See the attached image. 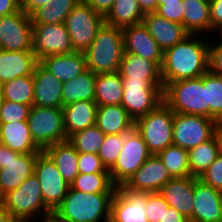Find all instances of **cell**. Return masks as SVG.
Here are the masks:
<instances>
[{"instance_id": "obj_1", "label": "cell", "mask_w": 222, "mask_h": 222, "mask_svg": "<svg viewBox=\"0 0 222 222\" xmlns=\"http://www.w3.org/2000/svg\"><path fill=\"white\" fill-rule=\"evenodd\" d=\"M199 37V38H198ZM206 40V41H205ZM210 41L189 34L181 42L164 51L161 66L163 86L183 79L202 76L209 70Z\"/></svg>"}, {"instance_id": "obj_2", "label": "cell", "mask_w": 222, "mask_h": 222, "mask_svg": "<svg viewBox=\"0 0 222 222\" xmlns=\"http://www.w3.org/2000/svg\"><path fill=\"white\" fill-rule=\"evenodd\" d=\"M113 195L114 193H84L69 188L54 213L66 222H109Z\"/></svg>"}, {"instance_id": "obj_3", "label": "cell", "mask_w": 222, "mask_h": 222, "mask_svg": "<svg viewBox=\"0 0 222 222\" xmlns=\"http://www.w3.org/2000/svg\"><path fill=\"white\" fill-rule=\"evenodd\" d=\"M123 52L122 28L104 23L84 52L87 69L95 74L118 72Z\"/></svg>"}, {"instance_id": "obj_4", "label": "cell", "mask_w": 222, "mask_h": 222, "mask_svg": "<svg viewBox=\"0 0 222 222\" xmlns=\"http://www.w3.org/2000/svg\"><path fill=\"white\" fill-rule=\"evenodd\" d=\"M163 102L174 112L209 118L205 73L197 78L168 83L163 89Z\"/></svg>"}, {"instance_id": "obj_5", "label": "cell", "mask_w": 222, "mask_h": 222, "mask_svg": "<svg viewBox=\"0 0 222 222\" xmlns=\"http://www.w3.org/2000/svg\"><path fill=\"white\" fill-rule=\"evenodd\" d=\"M174 112L164 103L135 121V129L140 133L152 155H158L173 144Z\"/></svg>"}, {"instance_id": "obj_6", "label": "cell", "mask_w": 222, "mask_h": 222, "mask_svg": "<svg viewBox=\"0 0 222 222\" xmlns=\"http://www.w3.org/2000/svg\"><path fill=\"white\" fill-rule=\"evenodd\" d=\"M3 200L11 218L36 222V218L51 212L44 205L39 180L34 173L18 188L6 193Z\"/></svg>"}, {"instance_id": "obj_7", "label": "cell", "mask_w": 222, "mask_h": 222, "mask_svg": "<svg viewBox=\"0 0 222 222\" xmlns=\"http://www.w3.org/2000/svg\"><path fill=\"white\" fill-rule=\"evenodd\" d=\"M27 122L33 141L42 151L67 140L63 108L31 106Z\"/></svg>"}, {"instance_id": "obj_8", "label": "cell", "mask_w": 222, "mask_h": 222, "mask_svg": "<svg viewBox=\"0 0 222 222\" xmlns=\"http://www.w3.org/2000/svg\"><path fill=\"white\" fill-rule=\"evenodd\" d=\"M104 23V16L81 0L65 21L74 51L85 52Z\"/></svg>"}, {"instance_id": "obj_9", "label": "cell", "mask_w": 222, "mask_h": 222, "mask_svg": "<svg viewBox=\"0 0 222 222\" xmlns=\"http://www.w3.org/2000/svg\"><path fill=\"white\" fill-rule=\"evenodd\" d=\"M218 126L215 120L202 115L174 113L173 144L188 151L211 139Z\"/></svg>"}, {"instance_id": "obj_10", "label": "cell", "mask_w": 222, "mask_h": 222, "mask_svg": "<svg viewBox=\"0 0 222 222\" xmlns=\"http://www.w3.org/2000/svg\"><path fill=\"white\" fill-rule=\"evenodd\" d=\"M124 94L121 105L136 121L163 102V85L148 80L122 79Z\"/></svg>"}, {"instance_id": "obj_11", "label": "cell", "mask_w": 222, "mask_h": 222, "mask_svg": "<svg viewBox=\"0 0 222 222\" xmlns=\"http://www.w3.org/2000/svg\"><path fill=\"white\" fill-rule=\"evenodd\" d=\"M151 155L147 144L134 127L124 134V146L115 164L109 169L112 182L116 186L124 184Z\"/></svg>"}, {"instance_id": "obj_12", "label": "cell", "mask_w": 222, "mask_h": 222, "mask_svg": "<svg viewBox=\"0 0 222 222\" xmlns=\"http://www.w3.org/2000/svg\"><path fill=\"white\" fill-rule=\"evenodd\" d=\"M34 174L39 180L44 205L54 212L68 193L70 184L64 180L56 164L45 151L38 153Z\"/></svg>"}, {"instance_id": "obj_13", "label": "cell", "mask_w": 222, "mask_h": 222, "mask_svg": "<svg viewBox=\"0 0 222 222\" xmlns=\"http://www.w3.org/2000/svg\"><path fill=\"white\" fill-rule=\"evenodd\" d=\"M38 153L20 154L0 145V188L3 195L18 188L34 173Z\"/></svg>"}, {"instance_id": "obj_14", "label": "cell", "mask_w": 222, "mask_h": 222, "mask_svg": "<svg viewBox=\"0 0 222 222\" xmlns=\"http://www.w3.org/2000/svg\"><path fill=\"white\" fill-rule=\"evenodd\" d=\"M33 24L21 9L0 17V49L2 51H32Z\"/></svg>"}, {"instance_id": "obj_15", "label": "cell", "mask_w": 222, "mask_h": 222, "mask_svg": "<svg viewBox=\"0 0 222 222\" xmlns=\"http://www.w3.org/2000/svg\"><path fill=\"white\" fill-rule=\"evenodd\" d=\"M32 51L39 61L49 55L74 52L66 24L33 25Z\"/></svg>"}, {"instance_id": "obj_16", "label": "cell", "mask_w": 222, "mask_h": 222, "mask_svg": "<svg viewBox=\"0 0 222 222\" xmlns=\"http://www.w3.org/2000/svg\"><path fill=\"white\" fill-rule=\"evenodd\" d=\"M145 207L146 192L117 185L111 200L109 222H148Z\"/></svg>"}, {"instance_id": "obj_17", "label": "cell", "mask_w": 222, "mask_h": 222, "mask_svg": "<svg viewBox=\"0 0 222 222\" xmlns=\"http://www.w3.org/2000/svg\"><path fill=\"white\" fill-rule=\"evenodd\" d=\"M170 179L172 177L159 156L151 155L123 185L133 191L153 193L159 192Z\"/></svg>"}, {"instance_id": "obj_18", "label": "cell", "mask_w": 222, "mask_h": 222, "mask_svg": "<svg viewBox=\"0 0 222 222\" xmlns=\"http://www.w3.org/2000/svg\"><path fill=\"white\" fill-rule=\"evenodd\" d=\"M193 215L189 222H222L220 191L194 177Z\"/></svg>"}, {"instance_id": "obj_19", "label": "cell", "mask_w": 222, "mask_h": 222, "mask_svg": "<svg viewBox=\"0 0 222 222\" xmlns=\"http://www.w3.org/2000/svg\"><path fill=\"white\" fill-rule=\"evenodd\" d=\"M124 52L134 53L154 61L160 68L164 51L148 32L143 23L122 28Z\"/></svg>"}, {"instance_id": "obj_20", "label": "cell", "mask_w": 222, "mask_h": 222, "mask_svg": "<svg viewBox=\"0 0 222 222\" xmlns=\"http://www.w3.org/2000/svg\"><path fill=\"white\" fill-rule=\"evenodd\" d=\"M33 78V106L62 108L63 82H60L40 62L35 68Z\"/></svg>"}, {"instance_id": "obj_21", "label": "cell", "mask_w": 222, "mask_h": 222, "mask_svg": "<svg viewBox=\"0 0 222 222\" xmlns=\"http://www.w3.org/2000/svg\"><path fill=\"white\" fill-rule=\"evenodd\" d=\"M169 207L177 209L188 220L193 215L194 177L170 179L159 191Z\"/></svg>"}, {"instance_id": "obj_22", "label": "cell", "mask_w": 222, "mask_h": 222, "mask_svg": "<svg viewBox=\"0 0 222 222\" xmlns=\"http://www.w3.org/2000/svg\"><path fill=\"white\" fill-rule=\"evenodd\" d=\"M142 23L163 51L189 35L182 24L166 20L155 12L145 13Z\"/></svg>"}, {"instance_id": "obj_23", "label": "cell", "mask_w": 222, "mask_h": 222, "mask_svg": "<svg viewBox=\"0 0 222 222\" xmlns=\"http://www.w3.org/2000/svg\"><path fill=\"white\" fill-rule=\"evenodd\" d=\"M40 61L33 51H0V84L33 75Z\"/></svg>"}, {"instance_id": "obj_24", "label": "cell", "mask_w": 222, "mask_h": 222, "mask_svg": "<svg viewBox=\"0 0 222 222\" xmlns=\"http://www.w3.org/2000/svg\"><path fill=\"white\" fill-rule=\"evenodd\" d=\"M122 79L148 80L152 85H163L161 68L140 55L123 52L118 69Z\"/></svg>"}, {"instance_id": "obj_25", "label": "cell", "mask_w": 222, "mask_h": 222, "mask_svg": "<svg viewBox=\"0 0 222 222\" xmlns=\"http://www.w3.org/2000/svg\"><path fill=\"white\" fill-rule=\"evenodd\" d=\"M40 63L63 83L87 70L85 54L79 51L61 55H49L41 59Z\"/></svg>"}, {"instance_id": "obj_26", "label": "cell", "mask_w": 222, "mask_h": 222, "mask_svg": "<svg viewBox=\"0 0 222 222\" xmlns=\"http://www.w3.org/2000/svg\"><path fill=\"white\" fill-rule=\"evenodd\" d=\"M0 142L20 154L42 151L33 141L27 121L0 123Z\"/></svg>"}, {"instance_id": "obj_27", "label": "cell", "mask_w": 222, "mask_h": 222, "mask_svg": "<svg viewBox=\"0 0 222 222\" xmlns=\"http://www.w3.org/2000/svg\"><path fill=\"white\" fill-rule=\"evenodd\" d=\"M95 101H76L63 106L64 129L68 138L79 131L96 125Z\"/></svg>"}, {"instance_id": "obj_28", "label": "cell", "mask_w": 222, "mask_h": 222, "mask_svg": "<svg viewBox=\"0 0 222 222\" xmlns=\"http://www.w3.org/2000/svg\"><path fill=\"white\" fill-rule=\"evenodd\" d=\"M96 126L107 134H126L135 126V121L130 117L122 105L97 106Z\"/></svg>"}, {"instance_id": "obj_29", "label": "cell", "mask_w": 222, "mask_h": 222, "mask_svg": "<svg viewBox=\"0 0 222 222\" xmlns=\"http://www.w3.org/2000/svg\"><path fill=\"white\" fill-rule=\"evenodd\" d=\"M44 151L54 161L64 180L71 184L79 174L78 152L73 145L65 140L48 146Z\"/></svg>"}, {"instance_id": "obj_30", "label": "cell", "mask_w": 222, "mask_h": 222, "mask_svg": "<svg viewBox=\"0 0 222 222\" xmlns=\"http://www.w3.org/2000/svg\"><path fill=\"white\" fill-rule=\"evenodd\" d=\"M183 27L189 34L211 31L209 0H183Z\"/></svg>"}, {"instance_id": "obj_31", "label": "cell", "mask_w": 222, "mask_h": 222, "mask_svg": "<svg viewBox=\"0 0 222 222\" xmlns=\"http://www.w3.org/2000/svg\"><path fill=\"white\" fill-rule=\"evenodd\" d=\"M96 74L87 69L63 83L62 108L76 101H94Z\"/></svg>"}, {"instance_id": "obj_32", "label": "cell", "mask_w": 222, "mask_h": 222, "mask_svg": "<svg viewBox=\"0 0 222 222\" xmlns=\"http://www.w3.org/2000/svg\"><path fill=\"white\" fill-rule=\"evenodd\" d=\"M124 88L118 72L96 74L95 98L97 106L121 105Z\"/></svg>"}, {"instance_id": "obj_33", "label": "cell", "mask_w": 222, "mask_h": 222, "mask_svg": "<svg viewBox=\"0 0 222 222\" xmlns=\"http://www.w3.org/2000/svg\"><path fill=\"white\" fill-rule=\"evenodd\" d=\"M104 18L106 24L124 28L142 23L144 13L137 0H115Z\"/></svg>"}, {"instance_id": "obj_34", "label": "cell", "mask_w": 222, "mask_h": 222, "mask_svg": "<svg viewBox=\"0 0 222 222\" xmlns=\"http://www.w3.org/2000/svg\"><path fill=\"white\" fill-rule=\"evenodd\" d=\"M220 152V142L217 134L208 141L188 150V163L192 177L199 178Z\"/></svg>"}, {"instance_id": "obj_35", "label": "cell", "mask_w": 222, "mask_h": 222, "mask_svg": "<svg viewBox=\"0 0 222 222\" xmlns=\"http://www.w3.org/2000/svg\"><path fill=\"white\" fill-rule=\"evenodd\" d=\"M81 0H50L49 4L35 10L31 15L33 25L65 23L71 10Z\"/></svg>"}, {"instance_id": "obj_36", "label": "cell", "mask_w": 222, "mask_h": 222, "mask_svg": "<svg viewBox=\"0 0 222 222\" xmlns=\"http://www.w3.org/2000/svg\"><path fill=\"white\" fill-rule=\"evenodd\" d=\"M70 188L84 193H114L116 191L110 172L79 173L70 184Z\"/></svg>"}, {"instance_id": "obj_37", "label": "cell", "mask_w": 222, "mask_h": 222, "mask_svg": "<svg viewBox=\"0 0 222 222\" xmlns=\"http://www.w3.org/2000/svg\"><path fill=\"white\" fill-rule=\"evenodd\" d=\"M4 100L33 106L34 78L33 75L17 77L1 84Z\"/></svg>"}, {"instance_id": "obj_38", "label": "cell", "mask_w": 222, "mask_h": 222, "mask_svg": "<svg viewBox=\"0 0 222 222\" xmlns=\"http://www.w3.org/2000/svg\"><path fill=\"white\" fill-rule=\"evenodd\" d=\"M172 178L192 176L188 163V151L177 145H170L158 154Z\"/></svg>"}, {"instance_id": "obj_39", "label": "cell", "mask_w": 222, "mask_h": 222, "mask_svg": "<svg viewBox=\"0 0 222 222\" xmlns=\"http://www.w3.org/2000/svg\"><path fill=\"white\" fill-rule=\"evenodd\" d=\"M205 88L209 118L222 125V76L208 70L205 73Z\"/></svg>"}, {"instance_id": "obj_40", "label": "cell", "mask_w": 222, "mask_h": 222, "mask_svg": "<svg viewBox=\"0 0 222 222\" xmlns=\"http://www.w3.org/2000/svg\"><path fill=\"white\" fill-rule=\"evenodd\" d=\"M105 134L96 125L72 134L68 141L78 153L98 154Z\"/></svg>"}, {"instance_id": "obj_41", "label": "cell", "mask_w": 222, "mask_h": 222, "mask_svg": "<svg viewBox=\"0 0 222 222\" xmlns=\"http://www.w3.org/2000/svg\"><path fill=\"white\" fill-rule=\"evenodd\" d=\"M123 146L124 134H107L104 136L98 156L106 169L109 170L115 164Z\"/></svg>"}, {"instance_id": "obj_42", "label": "cell", "mask_w": 222, "mask_h": 222, "mask_svg": "<svg viewBox=\"0 0 222 222\" xmlns=\"http://www.w3.org/2000/svg\"><path fill=\"white\" fill-rule=\"evenodd\" d=\"M31 106L4 100L0 108V123L27 121Z\"/></svg>"}, {"instance_id": "obj_43", "label": "cell", "mask_w": 222, "mask_h": 222, "mask_svg": "<svg viewBox=\"0 0 222 222\" xmlns=\"http://www.w3.org/2000/svg\"><path fill=\"white\" fill-rule=\"evenodd\" d=\"M169 207L159 192H146V216L148 222H160L165 213V209Z\"/></svg>"}, {"instance_id": "obj_44", "label": "cell", "mask_w": 222, "mask_h": 222, "mask_svg": "<svg viewBox=\"0 0 222 222\" xmlns=\"http://www.w3.org/2000/svg\"><path fill=\"white\" fill-rule=\"evenodd\" d=\"M205 184L214 189L222 190V153L211 163L207 170L199 177Z\"/></svg>"}, {"instance_id": "obj_45", "label": "cell", "mask_w": 222, "mask_h": 222, "mask_svg": "<svg viewBox=\"0 0 222 222\" xmlns=\"http://www.w3.org/2000/svg\"><path fill=\"white\" fill-rule=\"evenodd\" d=\"M78 170L79 173L91 174L97 172H109L102 164L98 154L78 153Z\"/></svg>"}, {"instance_id": "obj_46", "label": "cell", "mask_w": 222, "mask_h": 222, "mask_svg": "<svg viewBox=\"0 0 222 222\" xmlns=\"http://www.w3.org/2000/svg\"><path fill=\"white\" fill-rule=\"evenodd\" d=\"M183 8V1L166 2L165 4L157 5L155 13L166 20L183 25Z\"/></svg>"}, {"instance_id": "obj_47", "label": "cell", "mask_w": 222, "mask_h": 222, "mask_svg": "<svg viewBox=\"0 0 222 222\" xmlns=\"http://www.w3.org/2000/svg\"><path fill=\"white\" fill-rule=\"evenodd\" d=\"M218 39H220V42ZM218 39H216L217 43L213 41L209 45V70L214 74L222 76V37L220 36Z\"/></svg>"}, {"instance_id": "obj_48", "label": "cell", "mask_w": 222, "mask_h": 222, "mask_svg": "<svg viewBox=\"0 0 222 222\" xmlns=\"http://www.w3.org/2000/svg\"><path fill=\"white\" fill-rule=\"evenodd\" d=\"M211 33L222 30V0H210ZM218 31V32H217Z\"/></svg>"}, {"instance_id": "obj_49", "label": "cell", "mask_w": 222, "mask_h": 222, "mask_svg": "<svg viewBox=\"0 0 222 222\" xmlns=\"http://www.w3.org/2000/svg\"><path fill=\"white\" fill-rule=\"evenodd\" d=\"M88 4L94 11L105 16L111 9L115 0H83Z\"/></svg>"}, {"instance_id": "obj_50", "label": "cell", "mask_w": 222, "mask_h": 222, "mask_svg": "<svg viewBox=\"0 0 222 222\" xmlns=\"http://www.w3.org/2000/svg\"><path fill=\"white\" fill-rule=\"evenodd\" d=\"M50 0H20V9L27 15H31L35 10L49 4Z\"/></svg>"}, {"instance_id": "obj_51", "label": "cell", "mask_w": 222, "mask_h": 222, "mask_svg": "<svg viewBox=\"0 0 222 222\" xmlns=\"http://www.w3.org/2000/svg\"><path fill=\"white\" fill-rule=\"evenodd\" d=\"M20 10V0H0V17Z\"/></svg>"}, {"instance_id": "obj_52", "label": "cell", "mask_w": 222, "mask_h": 222, "mask_svg": "<svg viewBox=\"0 0 222 222\" xmlns=\"http://www.w3.org/2000/svg\"><path fill=\"white\" fill-rule=\"evenodd\" d=\"M160 222H189V220L177 209L168 207L165 209L164 216Z\"/></svg>"}, {"instance_id": "obj_53", "label": "cell", "mask_w": 222, "mask_h": 222, "mask_svg": "<svg viewBox=\"0 0 222 222\" xmlns=\"http://www.w3.org/2000/svg\"><path fill=\"white\" fill-rule=\"evenodd\" d=\"M137 2L144 14L157 10L158 0H137Z\"/></svg>"}, {"instance_id": "obj_54", "label": "cell", "mask_w": 222, "mask_h": 222, "mask_svg": "<svg viewBox=\"0 0 222 222\" xmlns=\"http://www.w3.org/2000/svg\"><path fill=\"white\" fill-rule=\"evenodd\" d=\"M11 216L9 214V211L5 205L4 200H0V222H9Z\"/></svg>"}, {"instance_id": "obj_55", "label": "cell", "mask_w": 222, "mask_h": 222, "mask_svg": "<svg viewBox=\"0 0 222 222\" xmlns=\"http://www.w3.org/2000/svg\"><path fill=\"white\" fill-rule=\"evenodd\" d=\"M38 219L42 222H66L59 218L54 212H50L49 214L42 216L41 219Z\"/></svg>"}, {"instance_id": "obj_56", "label": "cell", "mask_w": 222, "mask_h": 222, "mask_svg": "<svg viewBox=\"0 0 222 222\" xmlns=\"http://www.w3.org/2000/svg\"><path fill=\"white\" fill-rule=\"evenodd\" d=\"M216 134H217V137L219 139V142H220V151L222 153V125H219L217 130H216Z\"/></svg>"}, {"instance_id": "obj_57", "label": "cell", "mask_w": 222, "mask_h": 222, "mask_svg": "<svg viewBox=\"0 0 222 222\" xmlns=\"http://www.w3.org/2000/svg\"><path fill=\"white\" fill-rule=\"evenodd\" d=\"M3 101H4V96H3L2 87L0 84V108L2 107Z\"/></svg>"}, {"instance_id": "obj_58", "label": "cell", "mask_w": 222, "mask_h": 222, "mask_svg": "<svg viewBox=\"0 0 222 222\" xmlns=\"http://www.w3.org/2000/svg\"><path fill=\"white\" fill-rule=\"evenodd\" d=\"M172 1H183V0H158V5L165 4L166 2H172Z\"/></svg>"}, {"instance_id": "obj_59", "label": "cell", "mask_w": 222, "mask_h": 222, "mask_svg": "<svg viewBox=\"0 0 222 222\" xmlns=\"http://www.w3.org/2000/svg\"><path fill=\"white\" fill-rule=\"evenodd\" d=\"M9 222H28L27 220H24V219H16V218H12L10 219Z\"/></svg>"}, {"instance_id": "obj_60", "label": "cell", "mask_w": 222, "mask_h": 222, "mask_svg": "<svg viewBox=\"0 0 222 222\" xmlns=\"http://www.w3.org/2000/svg\"><path fill=\"white\" fill-rule=\"evenodd\" d=\"M3 199H4V195H3V192H2V190L0 188V200H3Z\"/></svg>"}, {"instance_id": "obj_61", "label": "cell", "mask_w": 222, "mask_h": 222, "mask_svg": "<svg viewBox=\"0 0 222 222\" xmlns=\"http://www.w3.org/2000/svg\"><path fill=\"white\" fill-rule=\"evenodd\" d=\"M220 196H221V201H222V190H220Z\"/></svg>"}, {"instance_id": "obj_62", "label": "cell", "mask_w": 222, "mask_h": 222, "mask_svg": "<svg viewBox=\"0 0 222 222\" xmlns=\"http://www.w3.org/2000/svg\"><path fill=\"white\" fill-rule=\"evenodd\" d=\"M220 34L218 36H221L222 37V30L219 32Z\"/></svg>"}]
</instances>
